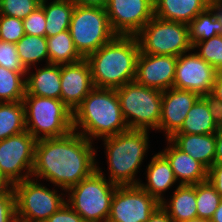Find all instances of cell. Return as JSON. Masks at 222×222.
<instances>
[{
	"instance_id": "cell-25",
	"label": "cell",
	"mask_w": 222,
	"mask_h": 222,
	"mask_svg": "<svg viewBox=\"0 0 222 222\" xmlns=\"http://www.w3.org/2000/svg\"><path fill=\"white\" fill-rule=\"evenodd\" d=\"M40 6L46 17L45 37H52L69 30L75 4L71 0H41Z\"/></svg>"
},
{
	"instance_id": "cell-48",
	"label": "cell",
	"mask_w": 222,
	"mask_h": 222,
	"mask_svg": "<svg viewBox=\"0 0 222 222\" xmlns=\"http://www.w3.org/2000/svg\"><path fill=\"white\" fill-rule=\"evenodd\" d=\"M190 222H210V220H206V219H195L193 221Z\"/></svg>"
},
{
	"instance_id": "cell-35",
	"label": "cell",
	"mask_w": 222,
	"mask_h": 222,
	"mask_svg": "<svg viewBox=\"0 0 222 222\" xmlns=\"http://www.w3.org/2000/svg\"><path fill=\"white\" fill-rule=\"evenodd\" d=\"M0 66L17 72H27L20 61L16 44L0 40Z\"/></svg>"
},
{
	"instance_id": "cell-27",
	"label": "cell",
	"mask_w": 222,
	"mask_h": 222,
	"mask_svg": "<svg viewBox=\"0 0 222 222\" xmlns=\"http://www.w3.org/2000/svg\"><path fill=\"white\" fill-rule=\"evenodd\" d=\"M16 48L20 61L26 70H31L32 66H37V63L42 60L49 64L46 37L25 34L16 43Z\"/></svg>"
},
{
	"instance_id": "cell-17",
	"label": "cell",
	"mask_w": 222,
	"mask_h": 222,
	"mask_svg": "<svg viewBox=\"0 0 222 222\" xmlns=\"http://www.w3.org/2000/svg\"><path fill=\"white\" fill-rule=\"evenodd\" d=\"M61 100L72 111L94 88L90 66L85 58L60 65Z\"/></svg>"
},
{
	"instance_id": "cell-26",
	"label": "cell",
	"mask_w": 222,
	"mask_h": 222,
	"mask_svg": "<svg viewBox=\"0 0 222 222\" xmlns=\"http://www.w3.org/2000/svg\"><path fill=\"white\" fill-rule=\"evenodd\" d=\"M49 54V64L64 65L76 63L83 59L75 48L69 30L46 37Z\"/></svg>"
},
{
	"instance_id": "cell-8",
	"label": "cell",
	"mask_w": 222,
	"mask_h": 222,
	"mask_svg": "<svg viewBox=\"0 0 222 222\" xmlns=\"http://www.w3.org/2000/svg\"><path fill=\"white\" fill-rule=\"evenodd\" d=\"M69 32L78 53L86 58L111 41L113 32L106 8L75 5Z\"/></svg>"
},
{
	"instance_id": "cell-4",
	"label": "cell",
	"mask_w": 222,
	"mask_h": 222,
	"mask_svg": "<svg viewBox=\"0 0 222 222\" xmlns=\"http://www.w3.org/2000/svg\"><path fill=\"white\" fill-rule=\"evenodd\" d=\"M149 130L127 129L102 139L108 163V180L118 186L138 185L140 168L149 146ZM136 176V179H135Z\"/></svg>"
},
{
	"instance_id": "cell-11",
	"label": "cell",
	"mask_w": 222,
	"mask_h": 222,
	"mask_svg": "<svg viewBox=\"0 0 222 222\" xmlns=\"http://www.w3.org/2000/svg\"><path fill=\"white\" fill-rule=\"evenodd\" d=\"M36 142L27 130L0 141V170L12 185L31 178Z\"/></svg>"
},
{
	"instance_id": "cell-22",
	"label": "cell",
	"mask_w": 222,
	"mask_h": 222,
	"mask_svg": "<svg viewBox=\"0 0 222 222\" xmlns=\"http://www.w3.org/2000/svg\"><path fill=\"white\" fill-rule=\"evenodd\" d=\"M180 150L207 169L214 164L216 137L212 134H174L169 138Z\"/></svg>"
},
{
	"instance_id": "cell-16",
	"label": "cell",
	"mask_w": 222,
	"mask_h": 222,
	"mask_svg": "<svg viewBox=\"0 0 222 222\" xmlns=\"http://www.w3.org/2000/svg\"><path fill=\"white\" fill-rule=\"evenodd\" d=\"M201 96L193 91L170 88L162 91V109L158 131L171 138L181 127L188 111Z\"/></svg>"
},
{
	"instance_id": "cell-7",
	"label": "cell",
	"mask_w": 222,
	"mask_h": 222,
	"mask_svg": "<svg viewBox=\"0 0 222 222\" xmlns=\"http://www.w3.org/2000/svg\"><path fill=\"white\" fill-rule=\"evenodd\" d=\"M123 117L129 129L157 131L162 109V91L136 81L116 88Z\"/></svg>"
},
{
	"instance_id": "cell-10",
	"label": "cell",
	"mask_w": 222,
	"mask_h": 222,
	"mask_svg": "<svg viewBox=\"0 0 222 222\" xmlns=\"http://www.w3.org/2000/svg\"><path fill=\"white\" fill-rule=\"evenodd\" d=\"M38 182L28 178L13 185L17 222H45L66 203V193L58 194Z\"/></svg>"
},
{
	"instance_id": "cell-47",
	"label": "cell",
	"mask_w": 222,
	"mask_h": 222,
	"mask_svg": "<svg viewBox=\"0 0 222 222\" xmlns=\"http://www.w3.org/2000/svg\"><path fill=\"white\" fill-rule=\"evenodd\" d=\"M218 108V126L219 129H222V107H217Z\"/></svg>"
},
{
	"instance_id": "cell-34",
	"label": "cell",
	"mask_w": 222,
	"mask_h": 222,
	"mask_svg": "<svg viewBox=\"0 0 222 222\" xmlns=\"http://www.w3.org/2000/svg\"><path fill=\"white\" fill-rule=\"evenodd\" d=\"M24 35L23 20L0 14V40L16 44Z\"/></svg>"
},
{
	"instance_id": "cell-2",
	"label": "cell",
	"mask_w": 222,
	"mask_h": 222,
	"mask_svg": "<svg viewBox=\"0 0 222 222\" xmlns=\"http://www.w3.org/2000/svg\"><path fill=\"white\" fill-rule=\"evenodd\" d=\"M140 45L136 36L116 35L87 60L94 87L116 89L135 81Z\"/></svg>"
},
{
	"instance_id": "cell-23",
	"label": "cell",
	"mask_w": 222,
	"mask_h": 222,
	"mask_svg": "<svg viewBox=\"0 0 222 222\" xmlns=\"http://www.w3.org/2000/svg\"><path fill=\"white\" fill-rule=\"evenodd\" d=\"M169 199H164L160 203V206L167 212L173 222H190L198 219L196 209V184H177L175 191Z\"/></svg>"
},
{
	"instance_id": "cell-12",
	"label": "cell",
	"mask_w": 222,
	"mask_h": 222,
	"mask_svg": "<svg viewBox=\"0 0 222 222\" xmlns=\"http://www.w3.org/2000/svg\"><path fill=\"white\" fill-rule=\"evenodd\" d=\"M159 205L139 185L117 186L107 222H146Z\"/></svg>"
},
{
	"instance_id": "cell-37",
	"label": "cell",
	"mask_w": 222,
	"mask_h": 222,
	"mask_svg": "<svg viewBox=\"0 0 222 222\" xmlns=\"http://www.w3.org/2000/svg\"><path fill=\"white\" fill-rule=\"evenodd\" d=\"M0 222H17L14 189L0 193Z\"/></svg>"
},
{
	"instance_id": "cell-41",
	"label": "cell",
	"mask_w": 222,
	"mask_h": 222,
	"mask_svg": "<svg viewBox=\"0 0 222 222\" xmlns=\"http://www.w3.org/2000/svg\"><path fill=\"white\" fill-rule=\"evenodd\" d=\"M146 222H173L167 212L159 205Z\"/></svg>"
},
{
	"instance_id": "cell-43",
	"label": "cell",
	"mask_w": 222,
	"mask_h": 222,
	"mask_svg": "<svg viewBox=\"0 0 222 222\" xmlns=\"http://www.w3.org/2000/svg\"><path fill=\"white\" fill-rule=\"evenodd\" d=\"M209 7L213 10L215 17L221 24L220 35H222V0H210Z\"/></svg>"
},
{
	"instance_id": "cell-3",
	"label": "cell",
	"mask_w": 222,
	"mask_h": 222,
	"mask_svg": "<svg viewBox=\"0 0 222 222\" xmlns=\"http://www.w3.org/2000/svg\"><path fill=\"white\" fill-rule=\"evenodd\" d=\"M127 129L116 89L94 87L73 112V131L90 141Z\"/></svg>"
},
{
	"instance_id": "cell-29",
	"label": "cell",
	"mask_w": 222,
	"mask_h": 222,
	"mask_svg": "<svg viewBox=\"0 0 222 222\" xmlns=\"http://www.w3.org/2000/svg\"><path fill=\"white\" fill-rule=\"evenodd\" d=\"M26 72L0 66V102L23 101L26 93Z\"/></svg>"
},
{
	"instance_id": "cell-30",
	"label": "cell",
	"mask_w": 222,
	"mask_h": 222,
	"mask_svg": "<svg viewBox=\"0 0 222 222\" xmlns=\"http://www.w3.org/2000/svg\"><path fill=\"white\" fill-rule=\"evenodd\" d=\"M188 26L191 45L196 42L208 40L213 36L220 35L221 31V24L209 6L198 14Z\"/></svg>"
},
{
	"instance_id": "cell-24",
	"label": "cell",
	"mask_w": 222,
	"mask_h": 222,
	"mask_svg": "<svg viewBox=\"0 0 222 222\" xmlns=\"http://www.w3.org/2000/svg\"><path fill=\"white\" fill-rule=\"evenodd\" d=\"M210 0H154V16L189 24L209 6Z\"/></svg>"
},
{
	"instance_id": "cell-5",
	"label": "cell",
	"mask_w": 222,
	"mask_h": 222,
	"mask_svg": "<svg viewBox=\"0 0 222 222\" xmlns=\"http://www.w3.org/2000/svg\"><path fill=\"white\" fill-rule=\"evenodd\" d=\"M26 130L36 139L59 138L73 131V112L62 100L25 95Z\"/></svg>"
},
{
	"instance_id": "cell-33",
	"label": "cell",
	"mask_w": 222,
	"mask_h": 222,
	"mask_svg": "<svg viewBox=\"0 0 222 222\" xmlns=\"http://www.w3.org/2000/svg\"><path fill=\"white\" fill-rule=\"evenodd\" d=\"M41 0H0V14L23 20L38 6Z\"/></svg>"
},
{
	"instance_id": "cell-40",
	"label": "cell",
	"mask_w": 222,
	"mask_h": 222,
	"mask_svg": "<svg viewBox=\"0 0 222 222\" xmlns=\"http://www.w3.org/2000/svg\"><path fill=\"white\" fill-rule=\"evenodd\" d=\"M209 97L217 107H222V71L217 72Z\"/></svg>"
},
{
	"instance_id": "cell-6",
	"label": "cell",
	"mask_w": 222,
	"mask_h": 222,
	"mask_svg": "<svg viewBox=\"0 0 222 222\" xmlns=\"http://www.w3.org/2000/svg\"><path fill=\"white\" fill-rule=\"evenodd\" d=\"M97 164L89 177L69 188L66 203L84 222H107L113 194L118 185L110 182Z\"/></svg>"
},
{
	"instance_id": "cell-18",
	"label": "cell",
	"mask_w": 222,
	"mask_h": 222,
	"mask_svg": "<svg viewBox=\"0 0 222 222\" xmlns=\"http://www.w3.org/2000/svg\"><path fill=\"white\" fill-rule=\"evenodd\" d=\"M160 151L168 160L179 185H195L208 180V169L189 154L180 150L170 139Z\"/></svg>"
},
{
	"instance_id": "cell-28",
	"label": "cell",
	"mask_w": 222,
	"mask_h": 222,
	"mask_svg": "<svg viewBox=\"0 0 222 222\" xmlns=\"http://www.w3.org/2000/svg\"><path fill=\"white\" fill-rule=\"evenodd\" d=\"M26 131L23 101L0 102V141Z\"/></svg>"
},
{
	"instance_id": "cell-9",
	"label": "cell",
	"mask_w": 222,
	"mask_h": 222,
	"mask_svg": "<svg viewBox=\"0 0 222 222\" xmlns=\"http://www.w3.org/2000/svg\"><path fill=\"white\" fill-rule=\"evenodd\" d=\"M140 51L152 55L179 57L192 50L189 26L182 22L160 19L154 16L136 35Z\"/></svg>"
},
{
	"instance_id": "cell-36",
	"label": "cell",
	"mask_w": 222,
	"mask_h": 222,
	"mask_svg": "<svg viewBox=\"0 0 222 222\" xmlns=\"http://www.w3.org/2000/svg\"><path fill=\"white\" fill-rule=\"evenodd\" d=\"M46 17L44 9L38 6L26 18L23 19L24 32L27 35L45 37Z\"/></svg>"
},
{
	"instance_id": "cell-15",
	"label": "cell",
	"mask_w": 222,
	"mask_h": 222,
	"mask_svg": "<svg viewBox=\"0 0 222 222\" xmlns=\"http://www.w3.org/2000/svg\"><path fill=\"white\" fill-rule=\"evenodd\" d=\"M176 63V56L152 55L140 51L135 81L142 86L168 90L173 87Z\"/></svg>"
},
{
	"instance_id": "cell-13",
	"label": "cell",
	"mask_w": 222,
	"mask_h": 222,
	"mask_svg": "<svg viewBox=\"0 0 222 222\" xmlns=\"http://www.w3.org/2000/svg\"><path fill=\"white\" fill-rule=\"evenodd\" d=\"M105 8L116 35L136 36L154 17V0H108Z\"/></svg>"
},
{
	"instance_id": "cell-45",
	"label": "cell",
	"mask_w": 222,
	"mask_h": 222,
	"mask_svg": "<svg viewBox=\"0 0 222 222\" xmlns=\"http://www.w3.org/2000/svg\"><path fill=\"white\" fill-rule=\"evenodd\" d=\"M12 189L13 185L7 180L0 170V193L11 191Z\"/></svg>"
},
{
	"instance_id": "cell-20",
	"label": "cell",
	"mask_w": 222,
	"mask_h": 222,
	"mask_svg": "<svg viewBox=\"0 0 222 222\" xmlns=\"http://www.w3.org/2000/svg\"><path fill=\"white\" fill-rule=\"evenodd\" d=\"M146 168L147 183L140 182L138 185L161 203L165 199L163 193L177 183L171 165L166 157L158 152L153 155Z\"/></svg>"
},
{
	"instance_id": "cell-14",
	"label": "cell",
	"mask_w": 222,
	"mask_h": 222,
	"mask_svg": "<svg viewBox=\"0 0 222 222\" xmlns=\"http://www.w3.org/2000/svg\"><path fill=\"white\" fill-rule=\"evenodd\" d=\"M217 72L195 52L188 51L177 57L173 87L210 96Z\"/></svg>"
},
{
	"instance_id": "cell-32",
	"label": "cell",
	"mask_w": 222,
	"mask_h": 222,
	"mask_svg": "<svg viewBox=\"0 0 222 222\" xmlns=\"http://www.w3.org/2000/svg\"><path fill=\"white\" fill-rule=\"evenodd\" d=\"M192 50H196L195 53L218 72L222 71V35H216L208 40L196 42L192 45Z\"/></svg>"
},
{
	"instance_id": "cell-38",
	"label": "cell",
	"mask_w": 222,
	"mask_h": 222,
	"mask_svg": "<svg viewBox=\"0 0 222 222\" xmlns=\"http://www.w3.org/2000/svg\"><path fill=\"white\" fill-rule=\"evenodd\" d=\"M45 222H84L82 217L67 203L52 214Z\"/></svg>"
},
{
	"instance_id": "cell-1",
	"label": "cell",
	"mask_w": 222,
	"mask_h": 222,
	"mask_svg": "<svg viewBox=\"0 0 222 222\" xmlns=\"http://www.w3.org/2000/svg\"><path fill=\"white\" fill-rule=\"evenodd\" d=\"M78 132L37 140L31 178L44 179L66 191L97 170L92 143Z\"/></svg>"
},
{
	"instance_id": "cell-44",
	"label": "cell",
	"mask_w": 222,
	"mask_h": 222,
	"mask_svg": "<svg viewBox=\"0 0 222 222\" xmlns=\"http://www.w3.org/2000/svg\"><path fill=\"white\" fill-rule=\"evenodd\" d=\"M78 6H91L105 8L108 0H71Z\"/></svg>"
},
{
	"instance_id": "cell-46",
	"label": "cell",
	"mask_w": 222,
	"mask_h": 222,
	"mask_svg": "<svg viewBox=\"0 0 222 222\" xmlns=\"http://www.w3.org/2000/svg\"><path fill=\"white\" fill-rule=\"evenodd\" d=\"M210 222H222V200L215 213L213 214Z\"/></svg>"
},
{
	"instance_id": "cell-19",
	"label": "cell",
	"mask_w": 222,
	"mask_h": 222,
	"mask_svg": "<svg viewBox=\"0 0 222 222\" xmlns=\"http://www.w3.org/2000/svg\"><path fill=\"white\" fill-rule=\"evenodd\" d=\"M218 126V108L209 96H201L188 111L175 134H212Z\"/></svg>"
},
{
	"instance_id": "cell-42",
	"label": "cell",
	"mask_w": 222,
	"mask_h": 222,
	"mask_svg": "<svg viewBox=\"0 0 222 222\" xmlns=\"http://www.w3.org/2000/svg\"><path fill=\"white\" fill-rule=\"evenodd\" d=\"M216 146H215V159L214 163H222V129H218L215 133Z\"/></svg>"
},
{
	"instance_id": "cell-31",
	"label": "cell",
	"mask_w": 222,
	"mask_h": 222,
	"mask_svg": "<svg viewBox=\"0 0 222 222\" xmlns=\"http://www.w3.org/2000/svg\"><path fill=\"white\" fill-rule=\"evenodd\" d=\"M222 200L221 195L209 180L196 184V204L198 219L211 220Z\"/></svg>"
},
{
	"instance_id": "cell-39",
	"label": "cell",
	"mask_w": 222,
	"mask_h": 222,
	"mask_svg": "<svg viewBox=\"0 0 222 222\" xmlns=\"http://www.w3.org/2000/svg\"><path fill=\"white\" fill-rule=\"evenodd\" d=\"M208 180L222 197V163H214L208 169Z\"/></svg>"
},
{
	"instance_id": "cell-21",
	"label": "cell",
	"mask_w": 222,
	"mask_h": 222,
	"mask_svg": "<svg viewBox=\"0 0 222 222\" xmlns=\"http://www.w3.org/2000/svg\"><path fill=\"white\" fill-rule=\"evenodd\" d=\"M35 67V73L33 71L30 72V70L26 72L25 95H36L61 100L60 65L45 64L40 68Z\"/></svg>"
}]
</instances>
